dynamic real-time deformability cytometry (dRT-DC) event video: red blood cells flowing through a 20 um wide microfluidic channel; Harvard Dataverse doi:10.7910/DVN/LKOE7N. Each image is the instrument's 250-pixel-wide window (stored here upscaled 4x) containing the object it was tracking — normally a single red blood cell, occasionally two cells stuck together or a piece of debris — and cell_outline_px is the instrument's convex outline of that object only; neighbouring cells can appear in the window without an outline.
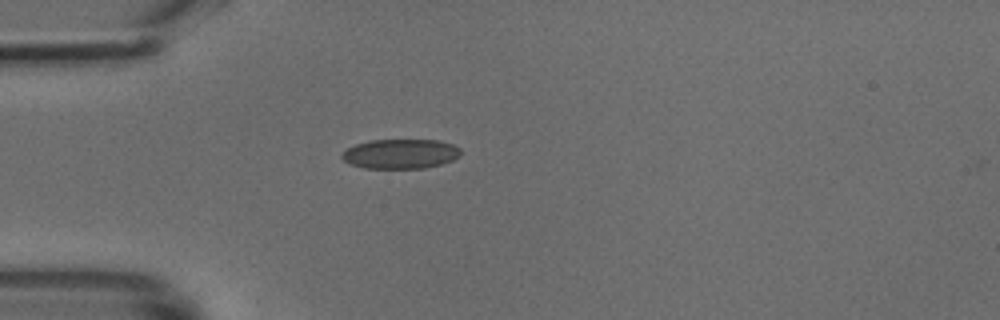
{"species": "common noctule bat (a hibernating species)", "species_latin": "Nyctalus noctula", "temperature_condition": "cold", "stored_images_in_passage": 30, "camera_frame_rate_fps": 3000, "um_per_image_px": 0.085, "animal": {"sex": "male", "body_mass_g": 18.8}, "frame": {"image": 1, "passage_image": 1, "time_ms": 0.0, "image_size_px": [1000, 320], "cell_outline_px": [[460, 156], [452, 160], [440, 164], [424, 168], [364, 168], [352, 164], [344, 160], [340, 156], [348, 148], [356, 144], [368, 140], [436, 140], [452, 144], [460, 148]], "centroid_in_image_um": [34.04, 13.07], "position_along_channel_um": 51.0, "area_um2": 20.35}}
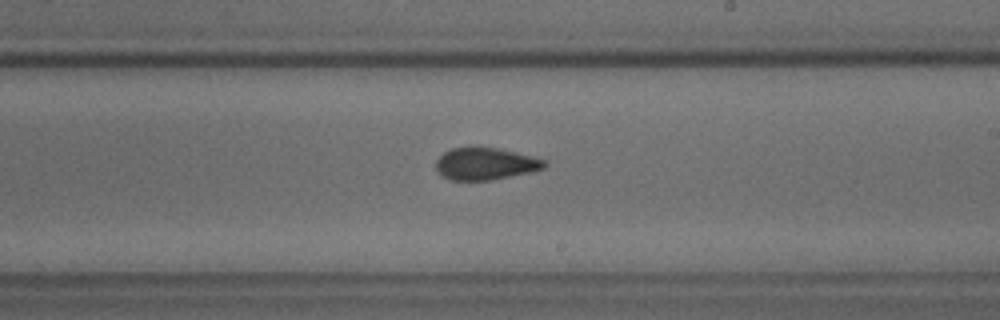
{"frame": {"image": 2, "passage_image": 16, "time_ms": 5.0, "image_size_px": [1000, 320], "cell_outline_px": [[548, 164], [544, 168], [532, 172], [492, 180], [452, 180], [440, 176], [436, 172], [436, 160], [444, 152], [452, 148], [472, 144], [476, 144], [496, 148], [532, 156], [548, 160]], "centroid_in_image_um": [41.24, 13.89], "position_along_channel_um": 247.8, "area_um2": 21.04}}
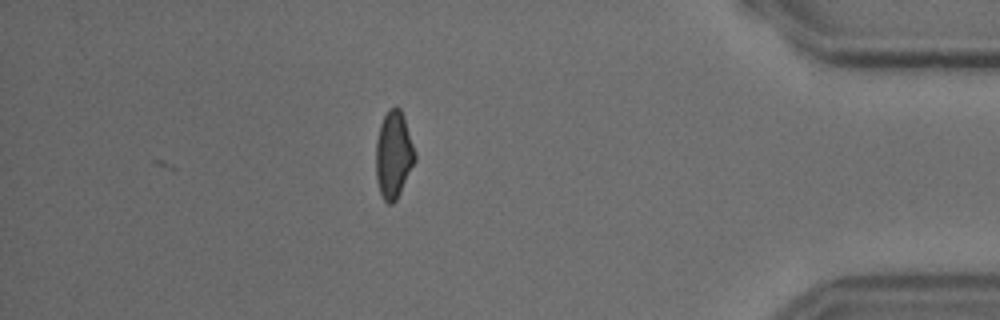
{"frame": {"image": 3, "passage_image": 30, "time_ms": 9.667, "image_size_px": [1000, 320], "cell_outline_px": [[416, 160], [396, 200], [392, 204], [388, 204], [384, 200], [380, 192], [376, 180], [376, 140], [380, 124], [388, 108], [396, 104], [400, 108], [404, 116], [416, 152]], "centroid_in_image_um": [33.46, 13.11], "position_along_channel_um": 401.7, "area_um2": 20.06}}